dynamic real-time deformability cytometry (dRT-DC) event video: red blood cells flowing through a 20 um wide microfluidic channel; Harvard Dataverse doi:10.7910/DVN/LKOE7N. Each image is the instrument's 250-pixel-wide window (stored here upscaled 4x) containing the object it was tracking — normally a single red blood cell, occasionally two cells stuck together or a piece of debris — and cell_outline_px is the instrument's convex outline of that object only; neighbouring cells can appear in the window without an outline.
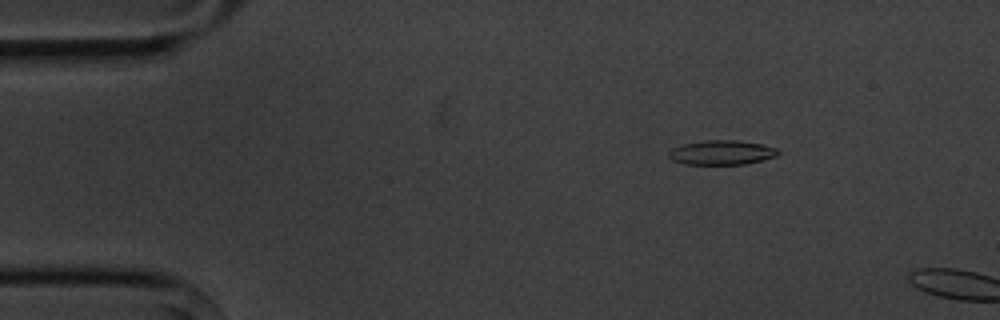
{"species": "common noctule bat (a hibernating species)", "species_latin": "Nyctalus noctula", "temperature_condition": "cold", "stored_images_in_passage": 4, "camera_frame_rate_fps": 3000, "um_per_image_px": 0.085, "animal": {"sex": "male", "body_mass_g": 20.1, "forearm_length_mm": 53.5}, "frame": {"image": 1, "passage_image": 4, "time_ms": 3.667, "image_size_px": [1000, 320], "cell_outline_px": [[780, 152], [776, 156], [764, 160], [744, 164], [684, 164], [672, 160], [668, 156], [668, 152], [672, 148], [684, 144], [708, 140], [736, 140], [760, 144], [776, 148]], "centroid_in_image_um": [61.34, 12.97], "position_along_channel_um": 23.7, "area_um2": 15.49}}